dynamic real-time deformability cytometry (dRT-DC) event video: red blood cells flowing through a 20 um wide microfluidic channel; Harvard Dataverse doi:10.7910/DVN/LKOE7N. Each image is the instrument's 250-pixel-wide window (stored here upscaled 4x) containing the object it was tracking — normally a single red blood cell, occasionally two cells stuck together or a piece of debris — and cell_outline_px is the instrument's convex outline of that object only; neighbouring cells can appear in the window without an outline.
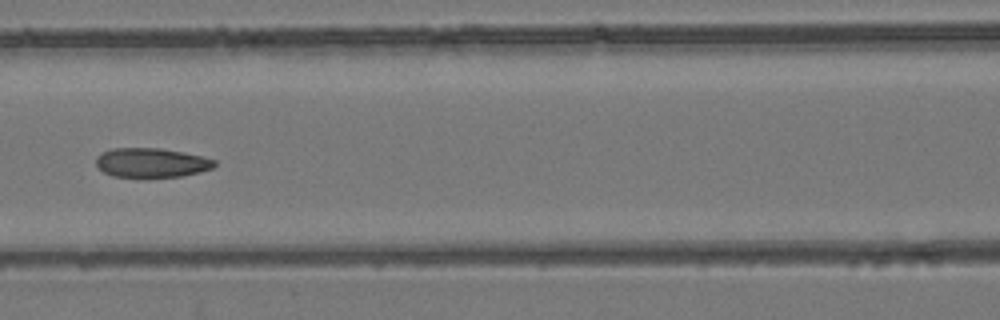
{"species": "common noctule bat (a hibernating species)", "species_latin": "Nyctalus noctula", "temperature_condition": "room temperature", "stored_images_in_passage": 6, "camera_frame_rate_fps": 3000, "um_per_image_px": 0.085, "animal": {"sex": "female", "body_mass_g": 24.6, "forearm_length_mm": 56.2}, "frame": {"image": 1, "passage_image": 6, "time_ms": 5.667, "image_size_px": [1000, 320], "cell_outline_px": [[216, 164], [212, 168], [200, 172], [180, 176], [112, 176], [104, 172], [96, 164], [96, 156], [100, 152], [112, 148], [160, 148], [184, 152], [204, 156], [216, 160]], "centroid_in_image_um": [12.88, 13.8], "position_along_channel_um": 153.7, "area_um2": 20.17}}